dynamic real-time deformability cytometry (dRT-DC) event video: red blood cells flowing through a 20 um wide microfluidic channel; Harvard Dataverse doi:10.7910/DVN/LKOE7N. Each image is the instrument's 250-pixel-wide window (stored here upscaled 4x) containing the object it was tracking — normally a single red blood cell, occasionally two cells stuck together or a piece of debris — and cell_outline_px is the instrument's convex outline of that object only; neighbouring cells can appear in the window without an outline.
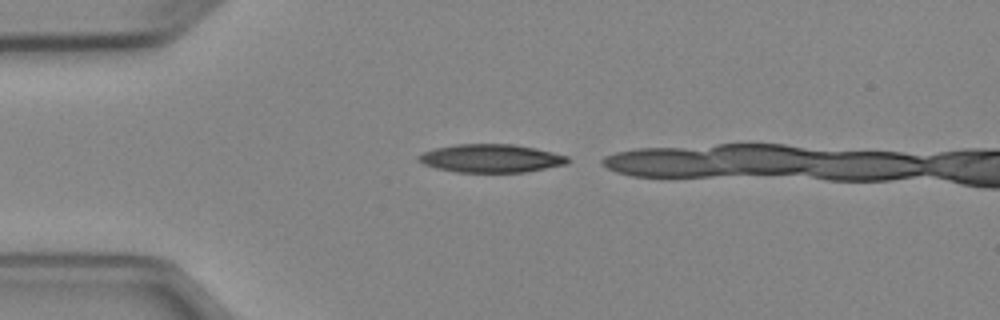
{"species": "Egyptian fruit bat (a non-hibernating species)", "species_latin": "Rousettus aegyptiacus", "temperature_condition": "cold", "stored_images_in_passage": 4, "camera_frame_rate_fps": 3000, "um_per_image_px": 0.085, "animal": {"sex": "female"}, "frame": {"image": 1, "passage_image": 1, "time_ms": 0.0, "image_size_px": [1000, 320], "cell_outline_px": [[572, 160], [568, 164], [524, 172], [456, 172], [436, 168], [424, 164], [416, 160], [416, 156], [424, 152], [436, 148], [456, 144], [512, 144], [536, 148], [568, 156]], "centroid_in_image_um": [41.75, 13.46], "position_along_channel_um": 43.2, "area_um2": 24.62}}